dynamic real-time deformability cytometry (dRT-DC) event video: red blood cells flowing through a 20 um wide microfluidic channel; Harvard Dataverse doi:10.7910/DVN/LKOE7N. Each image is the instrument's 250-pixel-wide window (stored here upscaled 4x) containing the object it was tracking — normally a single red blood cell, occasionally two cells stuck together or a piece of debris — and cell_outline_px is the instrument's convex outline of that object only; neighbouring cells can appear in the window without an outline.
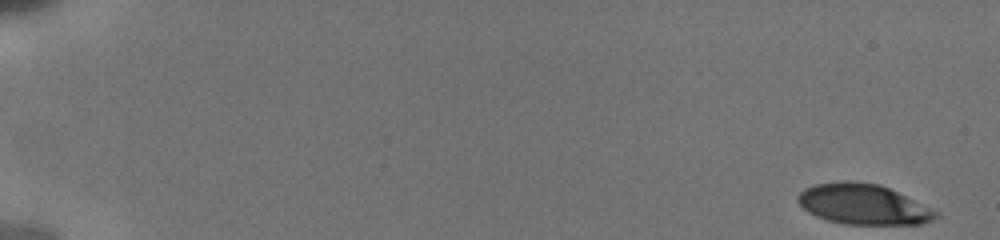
{"species": "human", "species_latin": "Homo sapiens", "temperature_condition": "cold", "stored_images_in_passage": 40, "camera_frame_rate_fps": 3000, "um_per_image_px": 0.085, "donor": {"sex": "male"}, "frame": {"image": 1, "passage_image": 1, "time_ms": 0.0, "image_size_px": [1000, 240], "cell_outline_px": [[940, 216], [932, 220], [920, 224], [844, 224], [828, 220], [816, 216], [808, 212], [796, 200], [796, 196], [804, 188], [816, 184], [844, 180], [848, 180], [880, 184], [940, 212]], "centroid_in_image_um": [73.36, 17.36], "position_along_channel_um": 11.6, "area_um2": 32.48}}
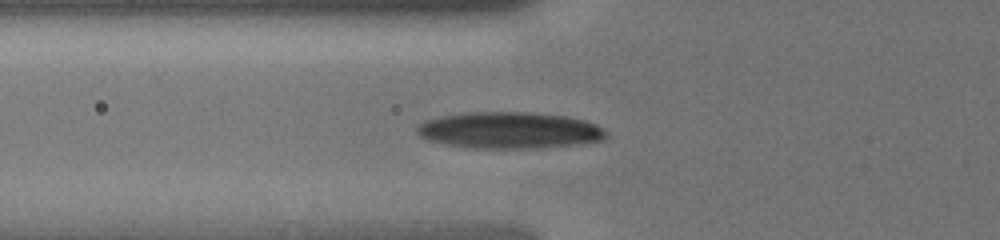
{"frame": {"image": 2, "passage_image": 22, "time_ms": 6.667, "image_size_px": [1000, 240], "cell_outline_px": [[608, 136], [604, 140], [584, 144], [540, 148], [464, 148], [424, 140], [416, 132], [416, 128], [424, 120], [440, 116], [464, 112], [536, 112], [568, 116], [584, 120], [596, 124], [604, 128], [608, 132]], "centroid_in_image_um": [43.32, 11.08], "position_along_channel_um": 82.5, "area_um2": 41.21}}
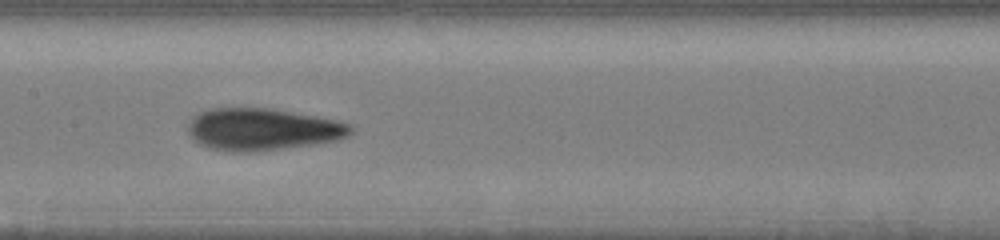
{"frame": {"image": 3, "passage_image": 39, "time_ms": 9.333, "image_size_px": [1000, 240], "cell_outline_px": [[352, 132], [348, 136], [336, 140], [312, 144], [252, 152], [228, 152], [208, 148], [192, 140], [188, 132], [188, 124], [192, 116], [200, 112], [212, 108], [268, 108], [292, 112], [336, 120], [348, 124], [352, 128]], "centroid_in_image_um": [22.24, 11.0], "position_along_channel_um": 185.2, "area_um2": 39.77}}